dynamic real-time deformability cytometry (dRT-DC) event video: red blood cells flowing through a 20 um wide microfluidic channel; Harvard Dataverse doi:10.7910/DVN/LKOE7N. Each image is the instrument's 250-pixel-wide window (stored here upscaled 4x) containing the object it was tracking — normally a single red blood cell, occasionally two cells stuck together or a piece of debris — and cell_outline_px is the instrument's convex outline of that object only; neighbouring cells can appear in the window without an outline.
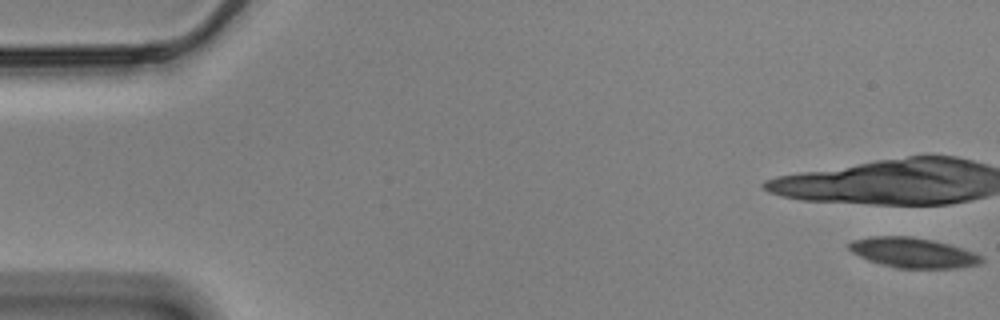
{"species": "Egyptian fruit bat (a non-hibernating species)", "species_latin": "Rousettus aegyptiacus", "temperature_condition": "cold", "stored_images_in_passage": 12, "camera_frame_rate_fps": 3000, "um_per_image_px": 0.085, "animal": {"sex": "male"}, "frame": {"image": 1, "passage_image": 1, "time_ms": 0.0, "image_size_px": [1000, 320], "cell_outline_px": [[984, 260], [980, 264], [956, 268], [900, 268], [868, 260], [852, 252], [848, 248], [848, 244], [852, 240], [872, 236], [912, 236], [932, 240], [948, 244], [984, 256]], "centroid_in_image_um": [77.61, 21.47], "position_along_channel_um": 7.4, "area_um2": 23.0}}